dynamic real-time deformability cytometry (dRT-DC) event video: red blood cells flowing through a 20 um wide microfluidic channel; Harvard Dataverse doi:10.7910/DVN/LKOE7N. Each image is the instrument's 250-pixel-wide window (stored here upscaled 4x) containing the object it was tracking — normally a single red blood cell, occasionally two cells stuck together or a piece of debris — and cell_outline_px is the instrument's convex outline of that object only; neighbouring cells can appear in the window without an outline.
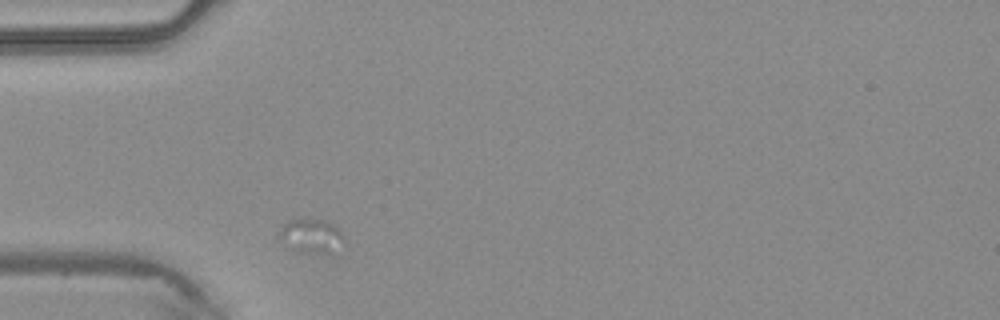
{"species": "common noctule bat (a hibernating species)", "species_latin": "Nyctalus noctula", "temperature_condition": "warm", "stored_images_in_passage": 1, "camera_frame_rate_fps": 3000, "um_per_image_px": 0.085, "animal": {"sex": "male", "body_mass_g": 20.4}, "frame": {"image": 1, "passage_image": 1, "time_ms": 0.0, "image_size_px": [1000, 320], "cell_outline_px": [[344, 240], [328, 256], [296, 252], [276, 236], [276, 232], [288, 220], [324, 220], [332, 224], [344, 236]], "centroid_in_image_um": [26.41, 20.11], "position_along_channel_um": 58.6, "area_um2": 13.06}}